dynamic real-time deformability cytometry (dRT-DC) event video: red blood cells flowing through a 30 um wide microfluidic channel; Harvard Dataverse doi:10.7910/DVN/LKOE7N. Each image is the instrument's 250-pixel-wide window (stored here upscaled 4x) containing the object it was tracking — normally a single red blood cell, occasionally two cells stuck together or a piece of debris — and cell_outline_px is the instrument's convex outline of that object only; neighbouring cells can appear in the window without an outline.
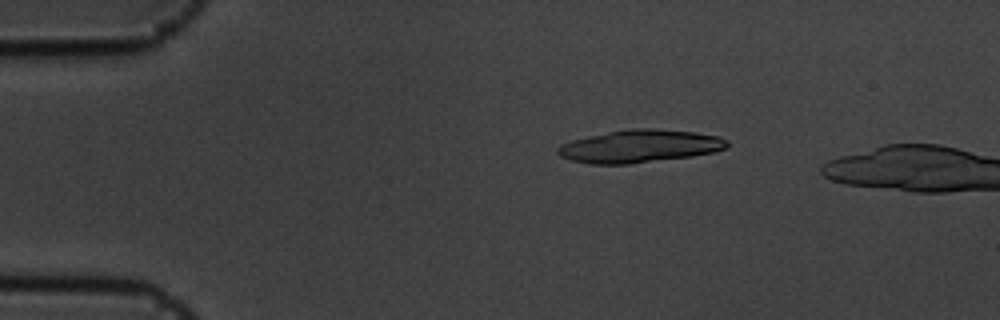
{"species": "common noctule bat (a hibernating species)", "species_latin": "Nyctalus noctula", "temperature_condition": "cold", "stored_images_in_passage": 14, "camera_frame_rate_fps": 3000, "um_per_image_px": 0.085, "animal": {"sex": "male", "body_mass_g": 19.5, "forearm_length_mm": 54.6}, "frame": {"image": 1, "passage_image": 10, "time_ms": 3.0, "image_size_px": [1000, 320], "cell_outline_px": [[728, 144], [724, 148], [712, 152], [692, 156], [628, 164], [588, 164], [572, 160], [560, 156], [556, 152], [556, 148], [560, 144], [572, 140], [588, 136], [608, 132], [632, 128], [652, 128], [692, 132], [720, 136], [728, 140]], "centroid_in_image_um": [54.33, 12.43], "position_along_channel_um": 30.7, "area_um2": 32.19}}